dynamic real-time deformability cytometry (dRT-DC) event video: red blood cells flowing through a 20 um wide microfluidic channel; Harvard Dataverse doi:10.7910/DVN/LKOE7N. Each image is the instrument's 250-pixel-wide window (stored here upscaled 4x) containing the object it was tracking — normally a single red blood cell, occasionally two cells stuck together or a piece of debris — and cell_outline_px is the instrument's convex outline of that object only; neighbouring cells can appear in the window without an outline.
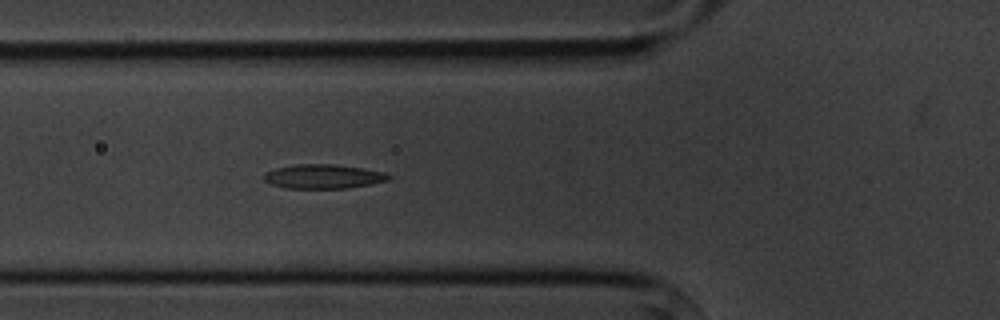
{"species": "common noctule bat (a hibernating species)", "species_latin": "Nyctalus noctula", "temperature_condition": "cold", "stored_images_in_passage": 6, "camera_frame_rate_fps": 3000, "um_per_image_px": 0.085, "animal": {"sex": "male", "body_mass_g": 20.1, "forearm_length_mm": 53.5}, "frame": {"image": 1, "passage_image": 6, "time_ms": 6.333, "image_size_px": [1000, 320], "cell_outline_px": [[392, 176], [388, 180], [348, 188], [284, 188], [272, 184], [264, 180], [264, 172], [276, 168], [296, 164], [336, 164], [384, 172]], "centroid_in_image_um": [27.45, 14.99], "position_along_channel_um": 98.4, "area_um2": 17.46}}